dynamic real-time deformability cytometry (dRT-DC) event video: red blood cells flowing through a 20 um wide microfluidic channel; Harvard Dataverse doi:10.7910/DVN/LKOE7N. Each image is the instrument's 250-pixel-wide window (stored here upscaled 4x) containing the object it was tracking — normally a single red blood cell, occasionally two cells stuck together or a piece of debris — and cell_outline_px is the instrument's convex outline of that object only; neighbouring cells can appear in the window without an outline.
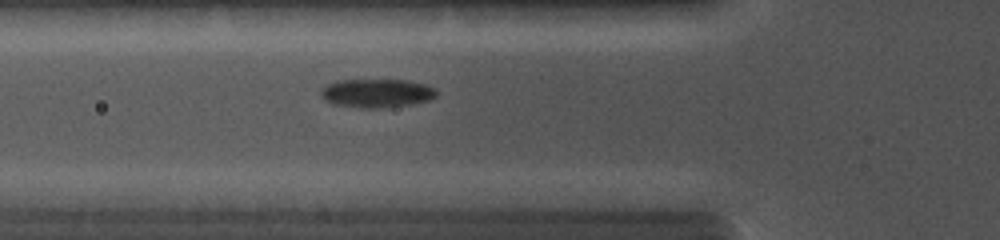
{"species": "common noctule bat (a hibernating species)", "species_latin": "Nyctalus noctula", "temperature_condition": "cold", "stored_images_in_passage": 18, "camera_frame_rate_fps": 5000, "um_per_image_px": 0.085, "animal": {"sex": "female", "body_mass_g": 19.0, "forearm_length_mm": 56.7}, "frame": {"image": 1, "passage_image": 6, "time_ms": 2.8, "image_size_px": [1000, 240], "cell_outline_px": [[436, 96], [428, 100], [412, 104], [384, 108], [356, 108], [332, 104], [324, 100], [320, 96], [320, 92], [328, 84], [336, 80], [408, 80], [424, 84], [432, 88], [436, 92]], "centroid_in_image_um": [31.97, 7.93], "position_along_channel_um": 93.8, "area_um2": 19.36}}
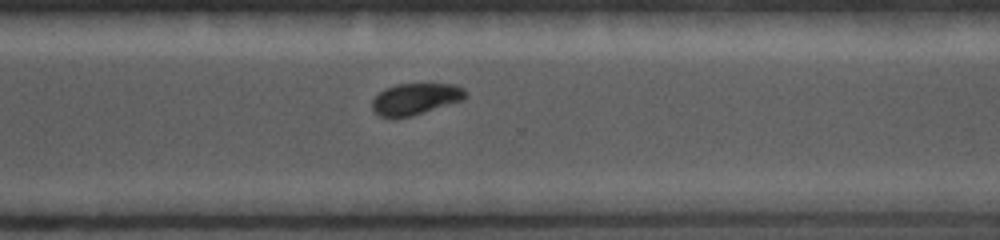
{"frame": {"image": 2, "passage_image": 16, "time_ms": 8.2, "image_size_px": [1000, 240], "cell_outline_px": [[468, 96], [464, 100], [412, 116], [392, 120], [380, 116], [372, 108], [372, 100], [384, 88], [396, 84], [456, 84], [464, 88], [468, 92]], "centroid_in_image_um": [35.34, 8.43], "position_along_channel_um": 335.3, "area_um2": 17.57}}